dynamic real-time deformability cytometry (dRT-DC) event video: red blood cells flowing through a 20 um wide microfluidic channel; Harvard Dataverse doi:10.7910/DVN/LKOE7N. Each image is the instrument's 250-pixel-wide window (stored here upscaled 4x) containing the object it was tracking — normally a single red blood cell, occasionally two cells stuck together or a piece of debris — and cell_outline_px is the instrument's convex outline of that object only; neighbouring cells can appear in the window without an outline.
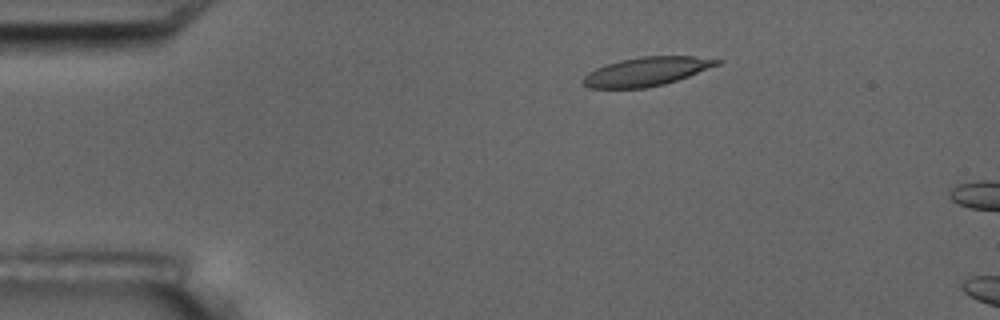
{"species": "common noctule bat (a hibernating species)", "species_latin": "Nyctalus noctula", "temperature_condition": "room temperature", "stored_images_in_passage": 4, "camera_frame_rate_fps": 3000, "um_per_image_px": 0.085, "animal": {"sex": "male", "body_mass_g": 17.5, "forearm_length_mm": 52.3}, "frame": {"image": 1, "passage_image": 2, "time_ms": 2.0, "image_size_px": [1000, 320], "cell_outline_px": [[724, 60], [720, 64], [688, 76], [664, 84], [644, 88], [588, 88], [580, 80], [588, 72], [604, 64], [620, 60], [640, 56], [692, 56]], "centroid_in_image_um": [54.92, 6.07], "position_along_channel_um": 30.1, "area_um2": 22.48}}